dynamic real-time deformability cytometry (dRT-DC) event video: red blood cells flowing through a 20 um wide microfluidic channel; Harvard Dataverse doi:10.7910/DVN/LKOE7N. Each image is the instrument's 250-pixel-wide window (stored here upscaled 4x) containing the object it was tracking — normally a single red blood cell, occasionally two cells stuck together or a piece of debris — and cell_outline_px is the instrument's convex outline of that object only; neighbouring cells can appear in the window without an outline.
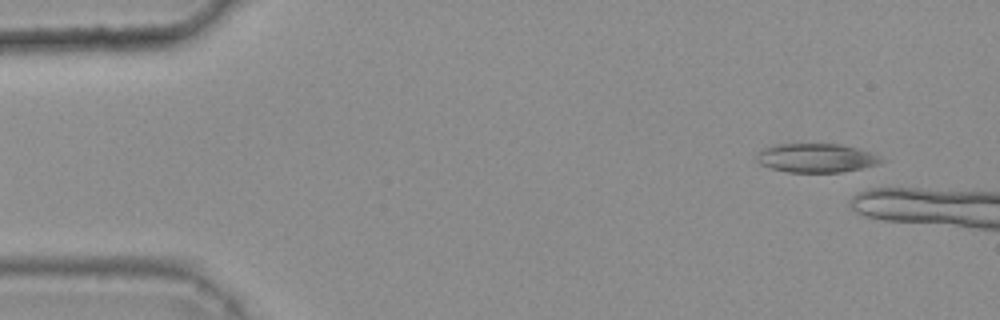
{"species": "common noctule bat (a hibernating species)", "species_latin": "Nyctalus noctula", "temperature_condition": "warm", "stored_images_in_passage": 16, "camera_frame_rate_fps": 3000, "um_per_image_px": 0.085, "animal": {"sex": "female", "body_mass_g": 25.1}, "frame": {"image": 1, "passage_image": 4, "time_ms": 1.0, "image_size_px": [1000, 320], "cell_outline_px": [[888, 160], [880, 164], [840, 172], [788, 172], [768, 168], [760, 164], [756, 160], [756, 152], [764, 148], [776, 144], [840, 144], [860, 148], [872, 152]], "centroid_in_image_um": [69.4, 13.42], "position_along_channel_um": 15.6, "area_um2": 21.33}}